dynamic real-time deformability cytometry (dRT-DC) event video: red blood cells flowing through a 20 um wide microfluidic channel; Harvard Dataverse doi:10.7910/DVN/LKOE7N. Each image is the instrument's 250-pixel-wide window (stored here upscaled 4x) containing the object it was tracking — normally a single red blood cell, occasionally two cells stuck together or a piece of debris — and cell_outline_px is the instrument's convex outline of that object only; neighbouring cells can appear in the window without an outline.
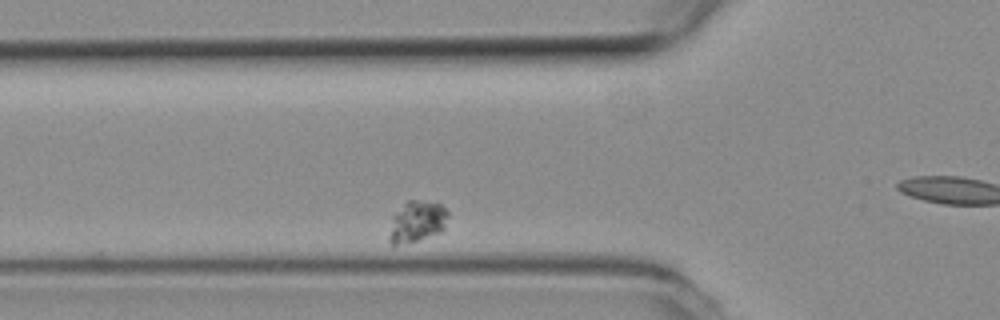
{"species": "common noctule bat (a hibernating species)", "species_latin": "Nyctalus noctula", "temperature_condition": "room temperature", "stored_images_in_passage": 50, "camera_frame_rate_fps": 3000, "um_per_image_px": 0.085, "animal": {"sex": "female", "body_mass_g": 19.3, "forearm_length_mm": 54.1}, "frame": {"image": 1, "passage_image": 9, "time_ms": 2.667, "image_size_px": [1000, 320], "cell_outline_px": [[448, 216], [444, 228], [440, 232], [392, 248], [388, 240], [388, 236], [392, 216], [408, 200], [416, 200], [440, 204], [448, 212]], "centroid_in_image_um": [35.39, 18.87], "position_along_channel_um": 90.4, "area_um2": 14.16}}
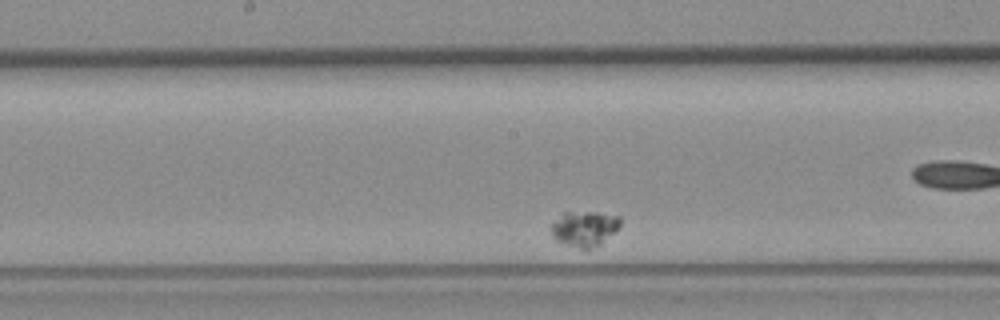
{"frame": {"image": 2, "passage_image": 20, "time_ms": 6.333, "image_size_px": [1000, 320], "cell_outline_px": [[620, 224], [616, 232], [600, 244], [588, 252], [584, 252], [556, 240], [552, 236], [552, 224], [560, 212], [596, 212], [620, 216]], "centroid_in_image_um": [49.68, 19.46], "position_along_channel_um": 198.5, "area_um2": 14.68}}
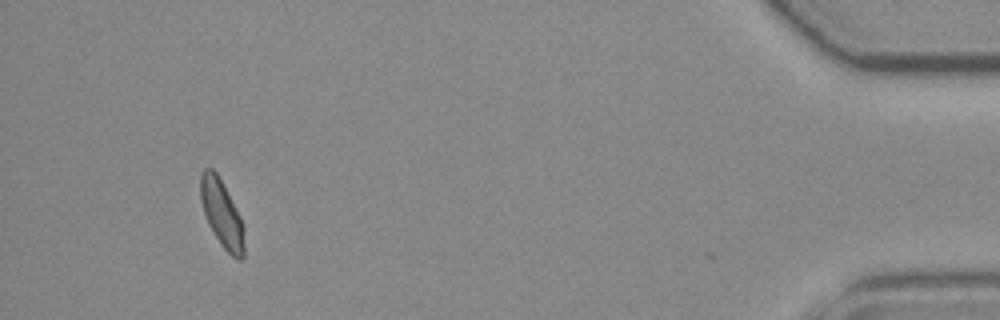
{"frame": {"image": 3, "passage_image": 46, "time_ms": 15.0, "image_size_px": [1000, 320], "cell_outline_px": [[244, 256], [240, 260], [236, 260], [220, 244], [208, 224], [200, 200], [200, 172], [204, 168], [212, 168], [216, 172], [240, 216], [244, 228]], "centroid_in_image_um": [18.84, 18.17], "position_along_channel_um": 416.4, "area_um2": 17.05}}